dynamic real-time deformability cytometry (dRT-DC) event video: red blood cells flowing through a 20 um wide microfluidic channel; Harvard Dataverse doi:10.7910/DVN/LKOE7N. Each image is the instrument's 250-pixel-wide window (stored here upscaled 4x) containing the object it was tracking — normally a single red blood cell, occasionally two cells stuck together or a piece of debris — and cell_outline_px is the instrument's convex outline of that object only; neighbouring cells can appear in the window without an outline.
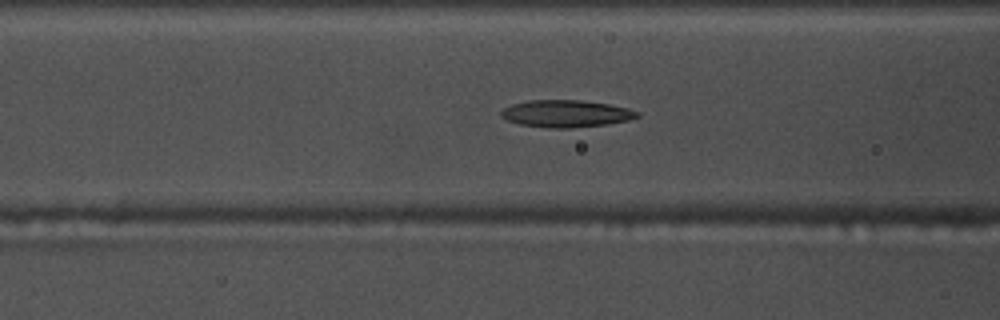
{"species": "common noctule bat (a hibernating species)", "species_latin": "Nyctalus noctula", "temperature_condition": "warm", "stored_images_in_passage": 51, "camera_frame_rate_fps": 3000, "um_per_image_px": 0.085, "animal": {"sex": "male", "body_mass_g": 17.5, "forearm_length_mm": 52.3}, "frame": {"image": 1, "passage_image": 18, "time_ms": 5.667, "image_size_px": [1000, 320], "cell_outline_px": [[640, 116], [628, 120], [608, 124], [572, 128], [548, 128], [520, 124], [508, 120], [500, 116], [500, 112], [504, 108], [512, 104], [528, 100], [580, 100], [608, 104], [628, 108], [640, 112]], "centroid_in_image_um": [48.12, 9.66], "position_along_channel_um": 118.5, "area_um2": 21.56}}
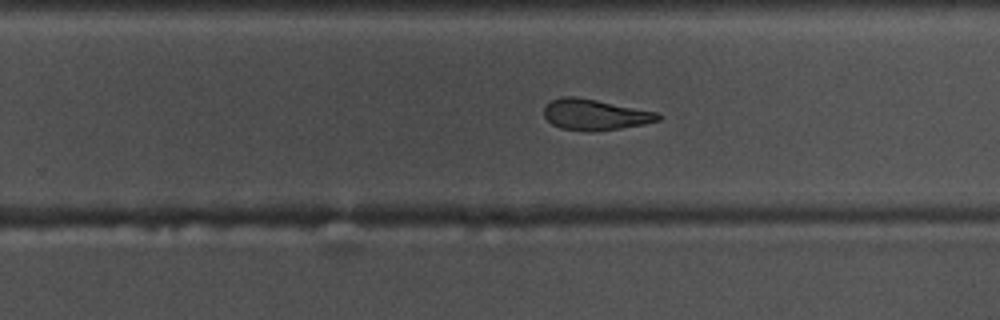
{"frame": {"image": 2, "passage_image": 31, "time_ms": 10.0, "image_size_px": [1000, 320], "cell_outline_px": [[664, 116], [660, 120], [644, 124], [620, 128], [588, 132], [560, 128], [552, 124], [544, 116], [544, 108], [552, 100], [564, 96], [576, 96], [656, 112]], "centroid_in_image_um": [50.57, 9.75], "position_along_channel_um": 279.2, "area_um2": 20.4}}
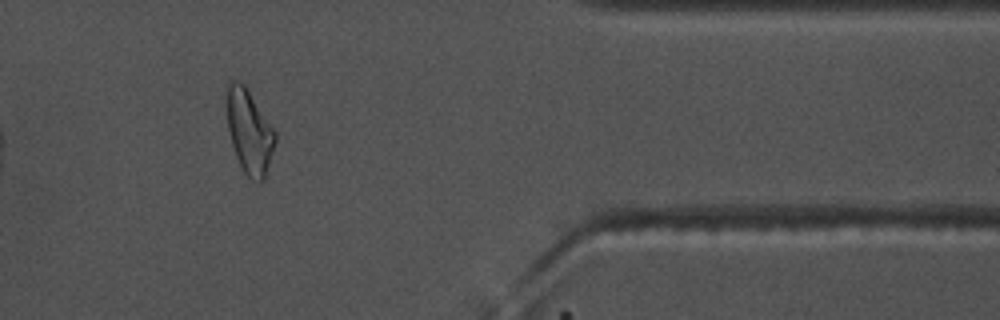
{"frame": {"image": 3, "passage_image": 42, "time_ms": 13.667, "image_size_px": [1000, 320], "cell_outline_px": [[276, 140], [264, 180], [260, 184], [252, 180], [244, 172], [236, 156], [228, 132], [224, 104], [228, 80], [236, 80], [244, 84], [276, 132]], "centroid_in_image_um": [21.15, 11.15], "position_along_channel_um": 390.3, "area_um2": 24.04}, "authors_computed_cell_mechanics": {"area_um2": 22.0218, "velocity_mm_per_s": 3.7173, "shape_relaxation_time_tau1_ms": null, "shape_relaxation_time_tau2_ms": 4.9304, "deformation_change_tau1": null, "deformation_change_tau2": 0.1529}}